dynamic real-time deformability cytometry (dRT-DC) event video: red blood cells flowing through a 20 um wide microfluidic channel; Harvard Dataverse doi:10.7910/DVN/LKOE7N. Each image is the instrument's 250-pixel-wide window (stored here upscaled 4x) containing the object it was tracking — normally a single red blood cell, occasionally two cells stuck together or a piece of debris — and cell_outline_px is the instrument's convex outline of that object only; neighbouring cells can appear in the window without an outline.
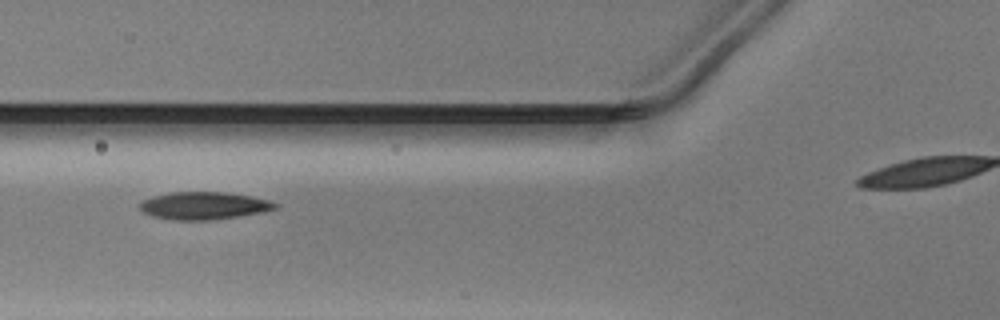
{"species": "Egyptian fruit bat (a non-hibernating species)", "species_latin": "Rousettus aegyptiacus", "temperature_condition": "warm", "stored_images_in_passage": 23, "camera_frame_rate_fps": 3000, "um_per_image_px": 0.085, "animal": {"sex": "male"}, "frame": {"image": 1, "passage_image": 4, "time_ms": 1.0, "image_size_px": [1000, 320], "cell_outline_px": [[280, 204], [276, 208], [264, 212], [212, 220], [172, 220], [152, 216], [144, 212], [136, 204], [144, 200], [156, 196], [172, 192], [228, 192], [252, 196], [268, 200]], "centroid_in_image_um": [17.35, 17.48], "position_along_channel_um": 108.4, "area_um2": 21.79}}